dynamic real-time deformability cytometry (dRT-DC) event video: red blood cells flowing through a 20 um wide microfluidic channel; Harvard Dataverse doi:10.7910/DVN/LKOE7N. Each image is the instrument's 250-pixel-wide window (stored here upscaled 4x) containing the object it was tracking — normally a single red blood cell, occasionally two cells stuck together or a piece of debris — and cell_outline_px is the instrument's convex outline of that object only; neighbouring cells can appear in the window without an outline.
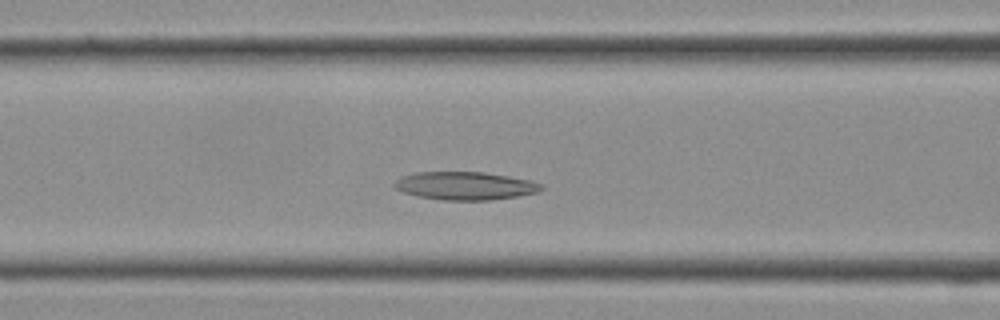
{"species": "Egyptian fruit bat (a non-hibernating species)", "species_latin": "Rousettus aegyptiacus", "temperature_condition": "cold", "stored_images_in_passage": 15, "camera_frame_rate_fps": 3000, "um_per_image_px": 0.085, "frame": {"image": 1, "passage_image": 9, "time_ms": 2.667, "image_size_px": [1000, 320], "cell_outline_px": [[544, 188], [540, 192], [520, 196], [488, 200], [440, 200], [416, 196], [404, 192], [396, 188], [392, 184], [396, 180], [404, 176], [416, 172], [484, 172], [508, 176], [528, 180], [544, 184]], "centroid_in_image_um": [39.57, 15.8], "position_along_channel_um": 127.0, "area_um2": 24.1}}
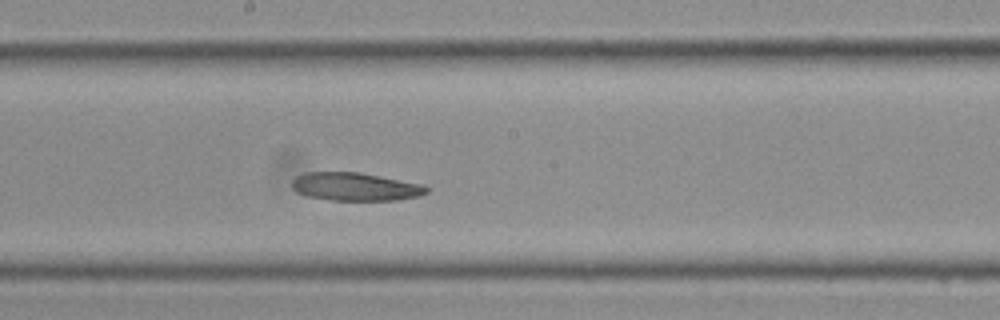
{"frame": {"image": 2, "passage_image": 13, "time_ms": 4.0, "image_size_px": [1000, 320], "cell_outline_px": [[432, 188], [428, 192], [420, 196], [396, 200], [328, 200], [308, 196], [296, 192], [292, 188], [292, 180], [296, 176], [308, 172], [360, 172], [424, 184]], "centroid_in_image_um": [30.25, 15.87], "position_along_channel_um": 218.0, "area_um2": 22.31}}
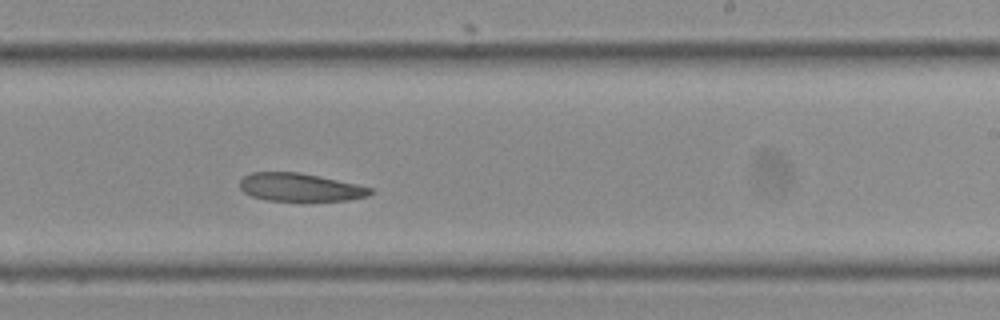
{"frame": {"image": 3, "passage_image": 15, "time_ms": 4.667, "image_size_px": [1000, 320], "cell_outline_px": [[376, 192], [368, 196], [348, 200], [268, 200], [252, 196], [244, 192], [240, 188], [240, 180], [244, 176], [252, 172], [300, 172], [320, 176], [356, 184], [372, 188]], "centroid_in_image_um": [25.53, 15.91], "position_along_channel_um": 263.5, "area_um2": 21.21}}